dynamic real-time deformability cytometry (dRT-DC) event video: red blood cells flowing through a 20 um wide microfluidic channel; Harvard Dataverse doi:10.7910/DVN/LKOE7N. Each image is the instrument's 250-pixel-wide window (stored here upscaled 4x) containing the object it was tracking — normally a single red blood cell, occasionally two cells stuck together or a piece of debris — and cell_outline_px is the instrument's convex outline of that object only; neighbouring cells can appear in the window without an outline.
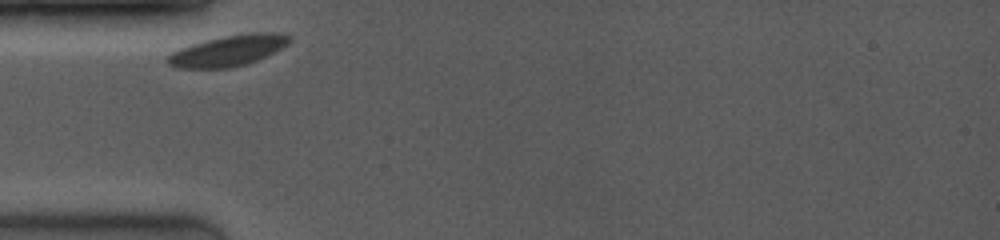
{"species": "common noctule bat (a hibernating species)", "species_latin": "Nyctalus noctula", "temperature_condition": "room temperature", "stored_images_in_passage": 2, "camera_frame_rate_fps": 4000, "um_per_image_px": 0.085, "animal": {"sex": "female", "body_mass_g": 19.0, "forearm_length_mm": 53.3}, "frame": {"image": 1, "passage_image": 1, "time_ms": 0.0, "image_size_px": [1000, 240], "cell_outline_px": [[288, 44], [256, 60], [244, 64], [228, 68], [176, 68], [168, 64], [164, 60], [172, 52], [180, 48], [192, 44], [240, 32], [280, 32], [288, 36]], "centroid_in_image_um": [19.34, 4.29], "position_along_channel_um": 65.7, "area_um2": 21.68}}